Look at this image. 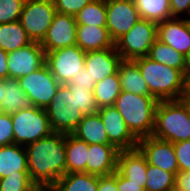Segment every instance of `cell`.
<instances>
[{
  "label": "cell",
  "mask_w": 190,
  "mask_h": 191,
  "mask_svg": "<svg viewBox=\"0 0 190 191\" xmlns=\"http://www.w3.org/2000/svg\"><path fill=\"white\" fill-rule=\"evenodd\" d=\"M28 174L39 186H53L66 174V134L50 135L25 146Z\"/></svg>",
  "instance_id": "cell-1"
},
{
  "label": "cell",
  "mask_w": 190,
  "mask_h": 191,
  "mask_svg": "<svg viewBox=\"0 0 190 191\" xmlns=\"http://www.w3.org/2000/svg\"><path fill=\"white\" fill-rule=\"evenodd\" d=\"M139 67L149 88L158 101L179 100L187 91V80L181 70L140 57L133 60Z\"/></svg>",
  "instance_id": "cell-2"
},
{
  "label": "cell",
  "mask_w": 190,
  "mask_h": 191,
  "mask_svg": "<svg viewBox=\"0 0 190 191\" xmlns=\"http://www.w3.org/2000/svg\"><path fill=\"white\" fill-rule=\"evenodd\" d=\"M158 102L153 96L121 91L113 106L122 115L131 133L140 139L153 133Z\"/></svg>",
  "instance_id": "cell-3"
},
{
  "label": "cell",
  "mask_w": 190,
  "mask_h": 191,
  "mask_svg": "<svg viewBox=\"0 0 190 191\" xmlns=\"http://www.w3.org/2000/svg\"><path fill=\"white\" fill-rule=\"evenodd\" d=\"M152 136L171 143L190 140V118L180 100L158 102Z\"/></svg>",
  "instance_id": "cell-4"
},
{
  "label": "cell",
  "mask_w": 190,
  "mask_h": 191,
  "mask_svg": "<svg viewBox=\"0 0 190 191\" xmlns=\"http://www.w3.org/2000/svg\"><path fill=\"white\" fill-rule=\"evenodd\" d=\"M45 111L52 131L64 134H71L85 116L77 107L76 93L66 84H60Z\"/></svg>",
  "instance_id": "cell-5"
},
{
  "label": "cell",
  "mask_w": 190,
  "mask_h": 191,
  "mask_svg": "<svg viewBox=\"0 0 190 191\" xmlns=\"http://www.w3.org/2000/svg\"><path fill=\"white\" fill-rule=\"evenodd\" d=\"M11 118L17 145H29L53 132L44 108L32 106L11 114Z\"/></svg>",
  "instance_id": "cell-6"
},
{
  "label": "cell",
  "mask_w": 190,
  "mask_h": 191,
  "mask_svg": "<svg viewBox=\"0 0 190 191\" xmlns=\"http://www.w3.org/2000/svg\"><path fill=\"white\" fill-rule=\"evenodd\" d=\"M156 39L157 23L141 19L115 42V48L122 60H134L147 56Z\"/></svg>",
  "instance_id": "cell-7"
},
{
  "label": "cell",
  "mask_w": 190,
  "mask_h": 191,
  "mask_svg": "<svg viewBox=\"0 0 190 191\" xmlns=\"http://www.w3.org/2000/svg\"><path fill=\"white\" fill-rule=\"evenodd\" d=\"M56 13L53 0H26L19 22L32 42L41 43Z\"/></svg>",
  "instance_id": "cell-8"
},
{
  "label": "cell",
  "mask_w": 190,
  "mask_h": 191,
  "mask_svg": "<svg viewBox=\"0 0 190 191\" xmlns=\"http://www.w3.org/2000/svg\"><path fill=\"white\" fill-rule=\"evenodd\" d=\"M86 52L77 45L45 52V64L60 84H67L85 67Z\"/></svg>",
  "instance_id": "cell-9"
},
{
  "label": "cell",
  "mask_w": 190,
  "mask_h": 191,
  "mask_svg": "<svg viewBox=\"0 0 190 191\" xmlns=\"http://www.w3.org/2000/svg\"><path fill=\"white\" fill-rule=\"evenodd\" d=\"M18 81L32 105L44 109L51 102L60 86L46 64L30 74L18 78Z\"/></svg>",
  "instance_id": "cell-10"
},
{
  "label": "cell",
  "mask_w": 190,
  "mask_h": 191,
  "mask_svg": "<svg viewBox=\"0 0 190 191\" xmlns=\"http://www.w3.org/2000/svg\"><path fill=\"white\" fill-rule=\"evenodd\" d=\"M106 27L114 43L141 20L134 0H106Z\"/></svg>",
  "instance_id": "cell-11"
},
{
  "label": "cell",
  "mask_w": 190,
  "mask_h": 191,
  "mask_svg": "<svg viewBox=\"0 0 190 191\" xmlns=\"http://www.w3.org/2000/svg\"><path fill=\"white\" fill-rule=\"evenodd\" d=\"M137 148L146 157L149 165L159 167L175 175L179 172L173 143L170 141H165L151 135L138 139Z\"/></svg>",
  "instance_id": "cell-12"
},
{
  "label": "cell",
  "mask_w": 190,
  "mask_h": 191,
  "mask_svg": "<svg viewBox=\"0 0 190 191\" xmlns=\"http://www.w3.org/2000/svg\"><path fill=\"white\" fill-rule=\"evenodd\" d=\"M8 78H21L45 64V51L41 44L32 42L15 51L8 52Z\"/></svg>",
  "instance_id": "cell-13"
},
{
  "label": "cell",
  "mask_w": 190,
  "mask_h": 191,
  "mask_svg": "<svg viewBox=\"0 0 190 191\" xmlns=\"http://www.w3.org/2000/svg\"><path fill=\"white\" fill-rule=\"evenodd\" d=\"M98 113L111 145L119 151L137 148L138 139L128 129L122 115L114 106L102 107L98 110Z\"/></svg>",
  "instance_id": "cell-14"
},
{
  "label": "cell",
  "mask_w": 190,
  "mask_h": 191,
  "mask_svg": "<svg viewBox=\"0 0 190 191\" xmlns=\"http://www.w3.org/2000/svg\"><path fill=\"white\" fill-rule=\"evenodd\" d=\"M77 25L74 16L56 12L45 38L40 43L44 51L75 46Z\"/></svg>",
  "instance_id": "cell-15"
},
{
  "label": "cell",
  "mask_w": 190,
  "mask_h": 191,
  "mask_svg": "<svg viewBox=\"0 0 190 191\" xmlns=\"http://www.w3.org/2000/svg\"><path fill=\"white\" fill-rule=\"evenodd\" d=\"M121 61V56L113 46L112 48L86 52L84 65L91 75L92 82L96 84L115 74Z\"/></svg>",
  "instance_id": "cell-16"
},
{
  "label": "cell",
  "mask_w": 190,
  "mask_h": 191,
  "mask_svg": "<svg viewBox=\"0 0 190 191\" xmlns=\"http://www.w3.org/2000/svg\"><path fill=\"white\" fill-rule=\"evenodd\" d=\"M157 39L185 56L190 51V27L187 18H171L157 23Z\"/></svg>",
  "instance_id": "cell-17"
},
{
  "label": "cell",
  "mask_w": 190,
  "mask_h": 191,
  "mask_svg": "<svg viewBox=\"0 0 190 191\" xmlns=\"http://www.w3.org/2000/svg\"><path fill=\"white\" fill-rule=\"evenodd\" d=\"M119 150L111 144H89L86 173L105 176L117 170Z\"/></svg>",
  "instance_id": "cell-18"
},
{
  "label": "cell",
  "mask_w": 190,
  "mask_h": 191,
  "mask_svg": "<svg viewBox=\"0 0 190 191\" xmlns=\"http://www.w3.org/2000/svg\"><path fill=\"white\" fill-rule=\"evenodd\" d=\"M117 170L131 182L146 183L147 160L138 148L119 152Z\"/></svg>",
  "instance_id": "cell-19"
},
{
  "label": "cell",
  "mask_w": 190,
  "mask_h": 191,
  "mask_svg": "<svg viewBox=\"0 0 190 191\" xmlns=\"http://www.w3.org/2000/svg\"><path fill=\"white\" fill-rule=\"evenodd\" d=\"M76 45L83 51H96L115 46L107 27L77 25Z\"/></svg>",
  "instance_id": "cell-20"
},
{
  "label": "cell",
  "mask_w": 190,
  "mask_h": 191,
  "mask_svg": "<svg viewBox=\"0 0 190 191\" xmlns=\"http://www.w3.org/2000/svg\"><path fill=\"white\" fill-rule=\"evenodd\" d=\"M71 134L88 144H110L98 112L85 115Z\"/></svg>",
  "instance_id": "cell-21"
},
{
  "label": "cell",
  "mask_w": 190,
  "mask_h": 191,
  "mask_svg": "<svg viewBox=\"0 0 190 191\" xmlns=\"http://www.w3.org/2000/svg\"><path fill=\"white\" fill-rule=\"evenodd\" d=\"M19 171H28L25 146L15 143L0 147V179Z\"/></svg>",
  "instance_id": "cell-22"
},
{
  "label": "cell",
  "mask_w": 190,
  "mask_h": 191,
  "mask_svg": "<svg viewBox=\"0 0 190 191\" xmlns=\"http://www.w3.org/2000/svg\"><path fill=\"white\" fill-rule=\"evenodd\" d=\"M122 91L152 96L138 65L133 60H122L118 66Z\"/></svg>",
  "instance_id": "cell-23"
},
{
  "label": "cell",
  "mask_w": 190,
  "mask_h": 191,
  "mask_svg": "<svg viewBox=\"0 0 190 191\" xmlns=\"http://www.w3.org/2000/svg\"><path fill=\"white\" fill-rule=\"evenodd\" d=\"M4 89L0 112L13 114L33 106L26 93L20 87L18 79H4Z\"/></svg>",
  "instance_id": "cell-24"
},
{
  "label": "cell",
  "mask_w": 190,
  "mask_h": 191,
  "mask_svg": "<svg viewBox=\"0 0 190 191\" xmlns=\"http://www.w3.org/2000/svg\"><path fill=\"white\" fill-rule=\"evenodd\" d=\"M89 144L66 134V173H86Z\"/></svg>",
  "instance_id": "cell-25"
},
{
  "label": "cell",
  "mask_w": 190,
  "mask_h": 191,
  "mask_svg": "<svg viewBox=\"0 0 190 191\" xmlns=\"http://www.w3.org/2000/svg\"><path fill=\"white\" fill-rule=\"evenodd\" d=\"M32 43L19 21L0 24V48L6 52L15 51Z\"/></svg>",
  "instance_id": "cell-26"
},
{
  "label": "cell",
  "mask_w": 190,
  "mask_h": 191,
  "mask_svg": "<svg viewBox=\"0 0 190 191\" xmlns=\"http://www.w3.org/2000/svg\"><path fill=\"white\" fill-rule=\"evenodd\" d=\"M53 188L57 191H97L98 176L85 172L66 173Z\"/></svg>",
  "instance_id": "cell-27"
},
{
  "label": "cell",
  "mask_w": 190,
  "mask_h": 191,
  "mask_svg": "<svg viewBox=\"0 0 190 191\" xmlns=\"http://www.w3.org/2000/svg\"><path fill=\"white\" fill-rule=\"evenodd\" d=\"M121 91L118 71L100 82H97L93 93L98 108L113 106Z\"/></svg>",
  "instance_id": "cell-28"
},
{
  "label": "cell",
  "mask_w": 190,
  "mask_h": 191,
  "mask_svg": "<svg viewBox=\"0 0 190 191\" xmlns=\"http://www.w3.org/2000/svg\"><path fill=\"white\" fill-rule=\"evenodd\" d=\"M147 57L184 73L185 56L158 39L152 44Z\"/></svg>",
  "instance_id": "cell-29"
},
{
  "label": "cell",
  "mask_w": 190,
  "mask_h": 191,
  "mask_svg": "<svg viewBox=\"0 0 190 191\" xmlns=\"http://www.w3.org/2000/svg\"><path fill=\"white\" fill-rule=\"evenodd\" d=\"M141 19L160 23L171 19L170 0H134Z\"/></svg>",
  "instance_id": "cell-30"
},
{
  "label": "cell",
  "mask_w": 190,
  "mask_h": 191,
  "mask_svg": "<svg viewBox=\"0 0 190 191\" xmlns=\"http://www.w3.org/2000/svg\"><path fill=\"white\" fill-rule=\"evenodd\" d=\"M74 18L78 25L106 27V0H93L80 10Z\"/></svg>",
  "instance_id": "cell-31"
},
{
  "label": "cell",
  "mask_w": 190,
  "mask_h": 191,
  "mask_svg": "<svg viewBox=\"0 0 190 191\" xmlns=\"http://www.w3.org/2000/svg\"><path fill=\"white\" fill-rule=\"evenodd\" d=\"M176 175L147 163L146 191H165L175 187Z\"/></svg>",
  "instance_id": "cell-32"
},
{
  "label": "cell",
  "mask_w": 190,
  "mask_h": 191,
  "mask_svg": "<svg viewBox=\"0 0 190 191\" xmlns=\"http://www.w3.org/2000/svg\"><path fill=\"white\" fill-rule=\"evenodd\" d=\"M35 186L28 171H19L0 179V191H31Z\"/></svg>",
  "instance_id": "cell-33"
},
{
  "label": "cell",
  "mask_w": 190,
  "mask_h": 191,
  "mask_svg": "<svg viewBox=\"0 0 190 191\" xmlns=\"http://www.w3.org/2000/svg\"><path fill=\"white\" fill-rule=\"evenodd\" d=\"M71 93H76L78 109L85 115L97 113L99 108L96 104L93 90L76 87V84H66Z\"/></svg>",
  "instance_id": "cell-34"
},
{
  "label": "cell",
  "mask_w": 190,
  "mask_h": 191,
  "mask_svg": "<svg viewBox=\"0 0 190 191\" xmlns=\"http://www.w3.org/2000/svg\"><path fill=\"white\" fill-rule=\"evenodd\" d=\"M26 0H0V24L19 21Z\"/></svg>",
  "instance_id": "cell-35"
},
{
  "label": "cell",
  "mask_w": 190,
  "mask_h": 191,
  "mask_svg": "<svg viewBox=\"0 0 190 191\" xmlns=\"http://www.w3.org/2000/svg\"><path fill=\"white\" fill-rule=\"evenodd\" d=\"M179 172H190V140L173 143Z\"/></svg>",
  "instance_id": "cell-36"
},
{
  "label": "cell",
  "mask_w": 190,
  "mask_h": 191,
  "mask_svg": "<svg viewBox=\"0 0 190 191\" xmlns=\"http://www.w3.org/2000/svg\"><path fill=\"white\" fill-rule=\"evenodd\" d=\"M56 12L75 16L93 0H53Z\"/></svg>",
  "instance_id": "cell-37"
},
{
  "label": "cell",
  "mask_w": 190,
  "mask_h": 191,
  "mask_svg": "<svg viewBox=\"0 0 190 191\" xmlns=\"http://www.w3.org/2000/svg\"><path fill=\"white\" fill-rule=\"evenodd\" d=\"M14 143L11 114L0 112V147Z\"/></svg>",
  "instance_id": "cell-38"
},
{
  "label": "cell",
  "mask_w": 190,
  "mask_h": 191,
  "mask_svg": "<svg viewBox=\"0 0 190 191\" xmlns=\"http://www.w3.org/2000/svg\"><path fill=\"white\" fill-rule=\"evenodd\" d=\"M172 18L190 17V0H170Z\"/></svg>",
  "instance_id": "cell-39"
},
{
  "label": "cell",
  "mask_w": 190,
  "mask_h": 191,
  "mask_svg": "<svg viewBox=\"0 0 190 191\" xmlns=\"http://www.w3.org/2000/svg\"><path fill=\"white\" fill-rule=\"evenodd\" d=\"M117 189L118 191H146L145 183L131 182L129 179L124 177L117 170Z\"/></svg>",
  "instance_id": "cell-40"
},
{
  "label": "cell",
  "mask_w": 190,
  "mask_h": 191,
  "mask_svg": "<svg viewBox=\"0 0 190 191\" xmlns=\"http://www.w3.org/2000/svg\"><path fill=\"white\" fill-rule=\"evenodd\" d=\"M67 84H76V87H82L89 90H94L95 83L92 82L91 75L83 67L77 76Z\"/></svg>",
  "instance_id": "cell-41"
},
{
  "label": "cell",
  "mask_w": 190,
  "mask_h": 191,
  "mask_svg": "<svg viewBox=\"0 0 190 191\" xmlns=\"http://www.w3.org/2000/svg\"><path fill=\"white\" fill-rule=\"evenodd\" d=\"M97 191H118L117 170L110 175L98 176Z\"/></svg>",
  "instance_id": "cell-42"
},
{
  "label": "cell",
  "mask_w": 190,
  "mask_h": 191,
  "mask_svg": "<svg viewBox=\"0 0 190 191\" xmlns=\"http://www.w3.org/2000/svg\"><path fill=\"white\" fill-rule=\"evenodd\" d=\"M175 187L180 191H190V172H178Z\"/></svg>",
  "instance_id": "cell-43"
},
{
  "label": "cell",
  "mask_w": 190,
  "mask_h": 191,
  "mask_svg": "<svg viewBox=\"0 0 190 191\" xmlns=\"http://www.w3.org/2000/svg\"><path fill=\"white\" fill-rule=\"evenodd\" d=\"M8 52L0 48V79L8 78Z\"/></svg>",
  "instance_id": "cell-44"
},
{
  "label": "cell",
  "mask_w": 190,
  "mask_h": 191,
  "mask_svg": "<svg viewBox=\"0 0 190 191\" xmlns=\"http://www.w3.org/2000/svg\"><path fill=\"white\" fill-rule=\"evenodd\" d=\"M179 100L185 105L190 118V92L187 90Z\"/></svg>",
  "instance_id": "cell-45"
},
{
  "label": "cell",
  "mask_w": 190,
  "mask_h": 191,
  "mask_svg": "<svg viewBox=\"0 0 190 191\" xmlns=\"http://www.w3.org/2000/svg\"><path fill=\"white\" fill-rule=\"evenodd\" d=\"M184 76L187 81L190 79V51L185 55Z\"/></svg>",
  "instance_id": "cell-46"
},
{
  "label": "cell",
  "mask_w": 190,
  "mask_h": 191,
  "mask_svg": "<svg viewBox=\"0 0 190 191\" xmlns=\"http://www.w3.org/2000/svg\"><path fill=\"white\" fill-rule=\"evenodd\" d=\"M4 80L0 79V105L1 101L3 100V94H4Z\"/></svg>",
  "instance_id": "cell-47"
},
{
  "label": "cell",
  "mask_w": 190,
  "mask_h": 191,
  "mask_svg": "<svg viewBox=\"0 0 190 191\" xmlns=\"http://www.w3.org/2000/svg\"><path fill=\"white\" fill-rule=\"evenodd\" d=\"M31 191H47V186L36 185Z\"/></svg>",
  "instance_id": "cell-48"
},
{
  "label": "cell",
  "mask_w": 190,
  "mask_h": 191,
  "mask_svg": "<svg viewBox=\"0 0 190 191\" xmlns=\"http://www.w3.org/2000/svg\"><path fill=\"white\" fill-rule=\"evenodd\" d=\"M47 191H57L53 188V186H47Z\"/></svg>",
  "instance_id": "cell-49"
},
{
  "label": "cell",
  "mask_w": 190,
  "mask_h": 191,
  "mask_svg": "<svg viewBox=\"0 0 190 191\" xmlns=\"http://www.w3.org/2000/svg\"><path fill=\"white\" fill-rule=\"evenodd\" d=\"M187 90L190 92V79L187 81Z\"/></svg>",
  "instance_id": "cell-50"
},
{
  "label": "cell",
  "mask_w": 190,
  "mask_h": 191,
  "mask_svg": "<svg viewBox=\"0 0 190 191\" xmlns=\"http://www.w3.org/2000/svg\"><path fill=\"white\" fill-rule=\"evenodd\" d=\"M165 191H180V190H178L176 187H174V188H171V189H168V190H165Z\"/></svg>",
  "instance_id": "cell-51"
},
{
  "label": "cell",
  "mask_w": 190,
  "mask_h": 191,
  "mask_svg": "<svg viewBox=\"0 0 190 191\" xmlns=\"http://www.w3.org/2000/svg\"><path fill=\"white\" fill-rule=\"evenodd\" d=\"M187 22H188V25H189V27H190V17L187 18Z\"/></svg>",
  "instance_id": "cell-52"
}]
</instances>
